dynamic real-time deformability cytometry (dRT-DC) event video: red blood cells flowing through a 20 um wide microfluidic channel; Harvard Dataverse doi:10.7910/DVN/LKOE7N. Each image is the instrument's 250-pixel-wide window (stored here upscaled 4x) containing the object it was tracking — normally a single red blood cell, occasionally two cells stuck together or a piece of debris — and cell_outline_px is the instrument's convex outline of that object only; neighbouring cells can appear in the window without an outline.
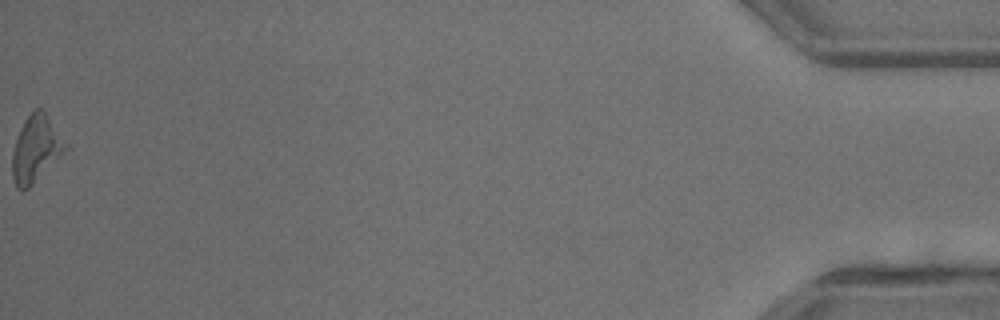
{"species": "common noctule bat (a hibernating species)", "species_latin": "Nyctalus noctula", "temperature_condition": "warm", "stored_images_in_passage": 35, "camera_frame_rate_fps": 3000, "um_per_image_px": 0.085, "animal": {"sex": "male", "body_mass_g": 13.3}, "frame": {"image": 1, "passage_image": 35, "time_ms": 11.333, "image_size_px": [1000, 320], "cell_outline_px": [[72, 148], [28, 188], [16, 188], [12, 176], [12, 152], [16, 140], [24, 120], [32, 108], [44, 108]], "centroid_in_image_um": [3.13, 12.59], "position_along_channel_um": 432.1, "area_um2": 21.39}}